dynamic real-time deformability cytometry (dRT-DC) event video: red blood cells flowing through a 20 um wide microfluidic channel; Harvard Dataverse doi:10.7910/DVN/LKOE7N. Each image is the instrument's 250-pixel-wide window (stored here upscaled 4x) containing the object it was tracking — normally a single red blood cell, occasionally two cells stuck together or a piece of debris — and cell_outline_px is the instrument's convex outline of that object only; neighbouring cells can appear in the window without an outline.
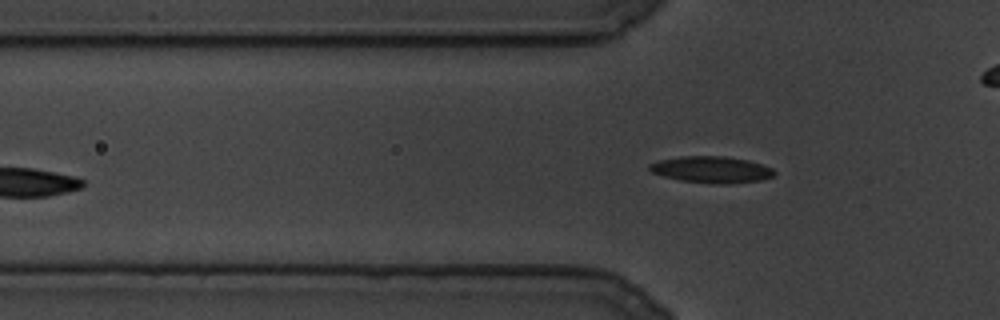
{"species": "common noctule bat (a hibernating species)", "species_latin": "Nyctalus noctula", "temperature_condition": "cold", "stored_images_in_passage": 67, "camera_frame_rate_fps": 3000, "um_per_image_px": 0.085, "animal": {"sex": "male", "body_mass_g": 19.5, "forearm_length_mm": 54.6}, "frame": {"image": 1, "passage_image": 6, "time_ms": 1.667, "image_size_px": [1000, 320], "cell_outline_px": [[776, 172], [772, 176], [764, 180], [728, 184], [712, 184], [680, 180], [664, 176], [652, 172], [648, 168], [648, 164], [660, 160], [680, 156], [724, 156], [748, 160], [772, 168]], "centroid_in_image_um": [60.48, 14.42], "position_along_channel_um": 65.3, "area_um2": 19.36}}
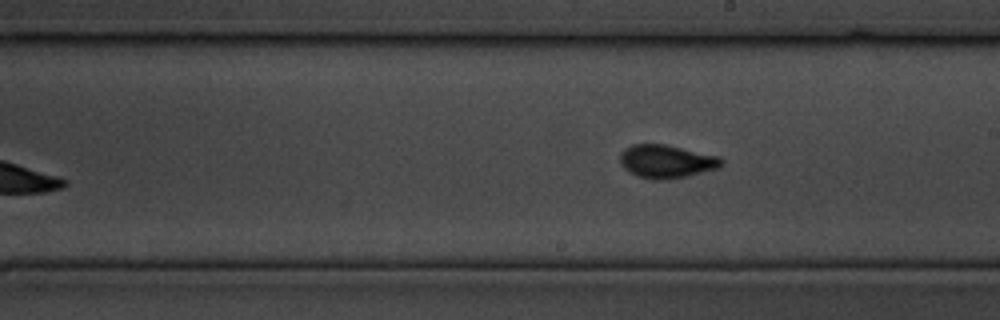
{"frame": {"image": 2, "passage_image": 35, "time_ms": 11.333, "image_size_px": [1000, 320], "cell_outline_px": [[724, 164], [720, 168], [688, 176], [668, 180], [652, 180], [636, 176], [624, 168], [620, 160], [620, 152], [624, 148], [632, 144], [664, 144], [720, 156], [724, 160]], "centroid_in_image_um": [56.68, 13.73], "position_along_channel_um": 232.3, "area_um2": 20.0}}
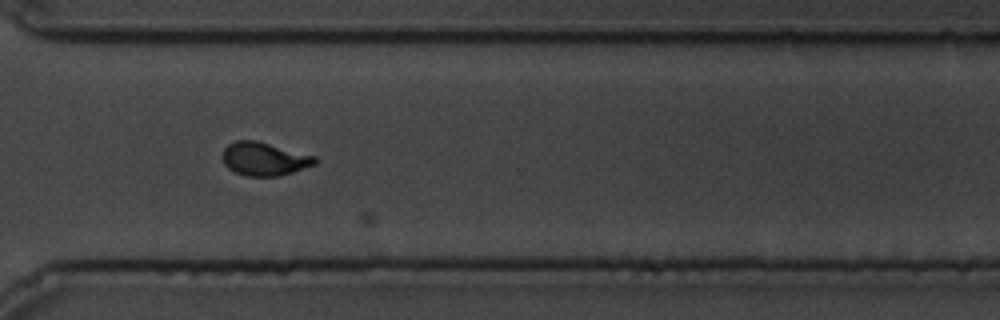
{"frame": {"image": 3, "passage_image": 55, "time_ms": 18.0, "image_size_px": [1000, 320], "cell_outline_px": [[316, 164], [280, 176], [248, 176], [236, 172], [228, 168], [224, 164], [224, 148], [228, 144], [236, 140], [256, 140], [316, 156]], "centroid_in_image_um": [22.47, 13.5], "position_along_channel_um": 348.1, "area_um2": 17.8}}